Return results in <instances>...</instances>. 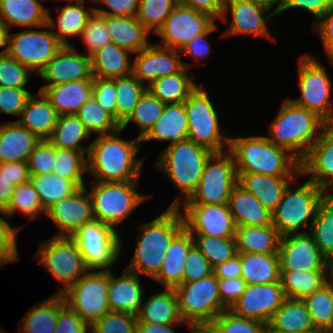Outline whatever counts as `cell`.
<instances>
[{"mask_svg":"<svg viewBox=\"0 0 333 333\" xmlns=\"http://www.w3.org/2000/svg\"><path fill=\"white\" fill-rule=\"evenodd\" d=\"M30 175L52 174L55 163V147L48 140H40L28 160Z\"/></svg>","mask_w":333,"mask_h":333,"instance_id":"59","label":"cell"},{"mask_svg":"<svg viewBox=\"0 0 333 333\" xmlns=\"http://www.w3.org/2000/svg\"><path fill=\"white\" fill-rule=\"evenodd\" d=\"M21 227H12L11 224L0 216V251L3 252L12 262L19 259L17 248V235Z\"/></svg>","mask_w":333,"mask_h":333,"instance_id":"64","label":"cell"},{"mask_svg":"<svg viewBox=\"0 0 333 333\" xmlns=\"http://www.w3.org/2000/svg\"><path fill=\"white\" fill-rule=\"evenodd\" d=\"M228 10L231 12L232 20L223 33L224 36L253 34L274 40L267 26L268 21L277 16L271 8L251 0H224L221 17L224 23L228 21L226 17Z\"/></svg>","mask_w":333,"mask_h":333,"instance_id":"18","label":"cell"},{"mask_svg":"<svg viewBox=\"0 0 333 333\" xmlns=\"http://www.w3.org/2000/svg\"><path fill=\"white\" fill-rule=\"evenodd\" d=\"M93 79L71 81L46 87L42 93L59 116L75 115L91 96Z\"/></svg>","mask_w":333,"mask_h":333,"instance_id":"29","label":"cell"},{"mask_svg":"<svg viewBox=\"0 0 333 333\" xmlns=\"http://www.w3.org/2000/svg\"><path fill=\"white\" fill-rule=\"evenodd\" d=\"M36 259L63 286L56 294H62L88 270L77 243L71 237L52 236L39 242Z\"/></svg>","mask_w":333,"mask_h":333,"instance_id":"11","label":"cell"},{"mask_svg":"<svg viewBox=\"0 0 333 333\" xmlns=\"http://www.w3.org/2000/svg\"><path fill=\"white\" fill-rule=\"evenodd\" d=\"M192 236L194 244L206 257L212 268L238 254L235 238H216L208 235Z\"/></svg>","mask_w":333,"mask_h":333,"instance_id":"53","label":"cell"},{"mask_svg":"<svg viewBox=\"0 0 333 333\" xmlns=\"http://www.w3.org/2000/svg\"><path fill=\"white\" fill-rule=\"evenodd\" d=\"M213 274V268L210 266L206 257L194 244L185 259V269L183 283L201 280Z\"/></svg>","mask_w":333,"mask_h":333,"instance_id":"60","label":"cell"},{"mask_svg":"<svg viewBox=\"0 0 333 333\" xmlns=\"http://www.w3.org/2000/svg\"><path fill=\"white\" fill-rule=\"evenodd\" d=\"M46 216L58 226L56 237H71L85 223L94 220L92 199L86 187L60 200L46 210Z\"/></svg>","mask_w":333,"mask_h":333,"instance_id":"23","label":"cell"},{"mask_svg":"<svg viewBox=\"0 0 333 333\" xmlns=\"http://www.w3.org/2000/svg\"><path fill=\"white\" fill-rule=\"evenodd\" d=\"M30 71L7 52L0 53V87L24 88L30 79Z\"/></svg>","mask_w":333,"mask_h":333,"instance_id":"58","label":"cell"},{"mask_svg":"<svg viewBox=\"0 0 333 333\" xmlns=\"http://www.w3.org/2000/svg\"><path fill=\"white\" fill-rule=\"evenodd\" d=\"M184 106L188 118V139L214 153L228 151L230 137L220 131L219 116L214 103L201 85L190 93Z\"/></svg>","mask_w":333,"mask_h":333,"instance_id":"8","label":"cell"},{"mask_svg":"<svg viewBox=\"0 0 333 333\" xmlns=\"http://www.w3.org/2000/svg\"><path fill=\"white\" fill-rule=\"evenodd\" d=\"M137 227L140 229L136 249L126 269L153 279L172 240L185 228L180 208L169 206L152 221Z\"/></svg>","mask_w":333,"mask_h":333,"instance_id":"2","label":"cell"},{"mask_svg":"<svg viewBox=\"0 0 333 333\" xmlns=\"http://www.w3.org/2000/svg\"><path fill=\"white\" fill-rule=\"evenodd\" d=\"M122 128L97 138L89 145L88 172L96 182L138 181L144 158L137 159L141 140L119 137Z\"/></svg>","mask_w":333,"mask_h":333,"instance_id":"1","label":"cell"},{"mask_svg":"<svg viewBox=\"0 0 333 333\" xmlns=\"http://www.w3.org/2000/svg\"><path fill=\"white\" fill-rule=\"evenodd\" d=\"M213 274L218 279H229L241 277V262L240 256L237 254L230 260L217 265L213 268Z\"/></svg>","mask_w":333,"mask_h":333,"instance_id":"72","label":"cell"},{"mask_svg":"<svg viewBox=\"0 0 333 333\" xmlns=\"http://www.w3.org/2000/svg\"><path fill=\"white\" fill-rule=\"evenodd\" d=\"M312 30L320 35L326 55L333 64V5L314 23Z\"/></svg>","mask_w":333,"mask_h":333,"instance_id":"68","label":"cell"},{"mask_svg":"<svg viewBox=\"0 0 333 333\" xmlns=\"http://www.w3.org/2000/svg\"><path fill=\"white\" fill-rule=\"evenodd\" d=\"M194 245L191 233L184 228L171 242L158 274L153 278L164 288H175L183 283L185 259Z\"/></svg>","mask_w":333,"mask_h":333,"instance_id":"28","label":"cell"},{"mask_svg":"<svg viewBox=\"0 0 333 333\" xmlns=\"http://www.w3.org/2000/svg\"><path fill=\"white\" fill-rule=\"evenodd\" d=\"M108 286L109 271H87L62 296L66 304L91 326L111 311Z\"/></svg>","mask_w":333,"mask_h":333,"instance_id":"14","label":"cell"},{"mask_svg":"<svg viewBox=\"0 0 333 333\" xmlns=\"http://www.w3.org/2000/svg\"><path fill=\"white\" fill-rule=\"evenodd\" d=\"M300 175L311 176L325 193L332 190L333 195V127L329 125L310 147L305 158L300 162Z\"/></svg>","mask_w":333,"mask_h":333,"instance_id":"24","label":"cell"},{"mask_svg":"<svg viewBox=\"0 0 333 333\" xmlns=\"http://www.w3.org/2000/svg\"><path fill=\"white\" fill-rule=\"evenodd\" d=\"M215 19L209 14L177 3L163 25L155 33L158 45L180 50L193 38L205 33Z\"/></svg>","mask_w":333,"mask_h":333,"instance_id":"16","label":"cell"},{"mask_svg":"<svg viewBox=\"0 0 333 333\" xmlns=\"http://www.w3.org/2000/svg\"><path fill=\"white\" fill-rule=\"evenodd\" d=\"M46 1V0H45ZM57 1H61V0H57ZM62 1H66V2H70V3H77V2H86V0H62ZM93 2V0H91Z\"/></svg>","mask_w":333,"mask_h":333,"instance_id":"80","label":"cell"},{"mask_svg":"<svg viewBox=\"0 0 333 333\" xmlns=\"http://www.w3.org/2000/svg\"><path fill=\"white\" fill-rule=\"evenodd\" d=\"M333 5V0H280L277 15L291 8L310 12L315 22Z\"/></svg>","mask_w":333,"mask_h":333,"instance_id":"67","label":"cell"},{"mask_svg":"<svg viewBox=\"0 0 333 333\" xmlns=\"http://www.w3.org/2000/svg\"><path fill=\"white\" fill-rule=\"evenodd\" d=\"M66 304L62 294L37 303L23 318L19 333H54L60 309Z\"/></svg>","mask_w":333,"mask_h":333,"instance_id":"41","label":"cell"},{"mask_svg":"<svg viewBox=\"0 0 333 333\" xmlns=\"http://www.w3.org/2000/svg\"><path fill=\"white\" fill-rule=\"evenodd\" d=\"M11 263L12 261L3 253L0 251V269H2V266L4 263Z\"/></svg>","mask_w":333,"mask_h":333,"instance_id":"79","label":"cell"},{"mask_svg":"<svg viewBox=\"0 0 333 333\" xmlns=\"http://www.w3.org/2000/svg\"><path fill=\"white\" fill-rule=\"evenodd\" d=\"M100 5H105L108 10L94 7V12L105 16H127L136 17L139 0H93Z\"/></svg>","mask_w":333,"mask_h":333,"instance_id":"66","label":"cell"},{"mask_svg":"<svg viewBox=\"0 0 333 333\" xmlns=\"http://www.w3.org/2000/svg\"><path fill=\"white\" fill-rule=\"evenodd\" d=\"M91 134L97 132L99 135L109 134L121 128L114 117L104 110L91 96L75 114Z\"/></svg>","mask_w":333,"mask_h":333,"instance_id":"51","label":"cell"},{"mask_svg":"<svg viewBox=\"0 0 333 333\" xmlns=\"http://www.w3.org/2000/svg\"><path fill=\"white\" fill-rule=\"evenodd\" d=\"M278 255L280 270L325 271V256L309 232L281 236Z\"/></svg>","mask_w":333,"mask_h":333,"instance_id":"21","label":"cell"},{"mask_svg":"<svg viewBox=\"0 0 333 333\" xmlns=\"http://www.w3.org/2000/svg\"><path fill=\"white\" fill-rule=\"evenodd\" d=\"M58 113L42 92L32 94L16 120L41 140H47L57 123Z\"/></svg>","mask_w":333,"mask_h":333,"instance_id":"30","label":"cell"},{"mask_svg":"<svg viewBox=\"0 0 333 333\" xmlns=\"http://www.w3.org/2000/svg\"><path fill=\"white\" fill-rule=\"evenodd\" d=\"M91 134L76 115H62L51 136L47 139L54 147L82 151L88 155L90 146H83L82 142L90 139Z\"/></svg>","mask_w":333,"mask_h":333,"instance_id":"43","label":"cell"},{"mask_svg":"<svg viewBox=\"0 0 333 333\" xmlns=\"http://www.w3.org/2000/svg\"><path fill=\"white\" fill-rule=\"evenodd\" d=\"M235 225H272V214L250 192L237 184L231 191L228 201Z\"/></svg>","mask_w":333,"mask_h":333,"instance_id":"31","label":"cell"},{"mask_svg":"<svg viewBox=\"0 0 333 333\" xmlns=\"http://www.w3.org/2000/svg\"><path fill=\"white\" fill-rule=\"evenodd\" d=\"M84 152L55 147V163L52 174L73 180L80 188L85 187L84 174L88 172Z\"/></svg>","mask_w":333,"mask_h":333,"instance_id":"50","label":"cell"},{"mask_svg":"<svg viewBox=\"0 0 333 333\" xmlns=\"http://www.w3.org/2000/svg\"><path fill=\"white\" fill-rule=\"evenodd\" d=\"M280 285L286 298L301 299L327 284L325 271L280 270Z\"/></svg>","mask_w":333,"mask_h":333,"instance_id":"44","label":"cell"},{"mask_svg":"<svg viewBox=\"0 0 333 333\" xmlns=\"http://www.w3.org/2000/svg\"><path fill=\"white\" fill-rule=\"evenodd\" d=\"M185 139H188V118L183 102L166 104L161 117L141 143L159 140L169 142L168 145H171Z\"/></svg>","mask_w":333,"mask_h":333,"instance_id":"33","label":"cell"},{"mask_svg":"<svg viewBox=\"0 0 333 333\" xmlns=\"http://www.w3.org/2000/svg\"><path fill=\"white\" fill-rule=\"evenodd\" d=\"M0 18L9 31L12 26L38 29L47 24L48 9L41 0H0Z\"/></svg>","mask_w":333,"mask_h":333,"instance_id":"34","label":"cell"},{"mask_svg":"<svg viewBox=\"0 0 333 333\" xmlns=\"http://www.w3.org/2000/svg\"><path fill=\"white\" fill-rule=\"evenodd\" d=\"M180 51L151 43L136 53L132 63V74L146 86L154 80L175 74L184 67L190 70V64L181 61Z\"/></svg>","mask_w":333,"mask_h":333,"instance_id":"20","label":"cell"},{"mask_svg":"<svg viewBox=\"0 0 333 333\" xmlns=\"http://www.w3.org/2000/svg\"><path fill=\"white\" fill-rule=\"evenodd\" d=\"M16 211L32 219L40 217V213L46 214L41 204L39 194L31 181L15 186L14 194L8 207L3 211L6 218L14 216Z\"/></svg>","mask_w":333,"mask_h":333,"instance_id":"52","label":"cell"},{"mask_svg":"<svg viewBox=\"0 0 333 333\" xmlns=\"http://www.w3.org/2000/svg\"><path fill=\"white\" fill-rule=\"evenodd\" d=\"M38 75L48 83L39 92L48 86L93 79L90 57L81 54L73 45L62 46Z\"/></svg>","mask_w":333,"mask_h":333,"instance_id":"22","label":"cell"},{"mask_svg":"<svg viewBox=\"0 0 333 333\" xmlns=\"http://www.w3.org/2000/svg\"><path fill=\"white\" fill-rule=\"evenodd\" d=\"M144 288L139 275L127 270L115 277L109 270L108 297L111 311L138 315L143 301Z\"/></svg>","mask_w":333,"mask_h":333,"instance_id":"25","label":"cell"},{"mask_svg":"<svg viewBox=\"0 0 333 333\" xmlns=\"http://www.w3.org/2000/svg\"><path fill=\"white\" fill-rule=\"evenodd\" d=\"M89 329L90 326L67 304L60 309L54 333H87Z\"/></svg>","mask_w":333,"mask_h":333,"instance_id":"63","label":"cell"},{"mask_svg":"<svg viewBox=\"0 0 333 333\" xmlns=\"http://www.w3.org/2000/svg\"><path fill=\"white\" fill-rule=\"evenodd\" d=\"M0 174L13 181L14 185L29 182L31 179L26 161L0 163Z\"/></svg>","mask_w":333,"mask_h":333,"instance_id":"70","label":"cell"},{"mask_svg":"<svg viewBox=\"0 0 333 333\" xmlns=\"http://www.w3.org/2000/svg\"><path fill=\"white\" fill-rule=\"evenodd\" d=\"M40 140L17 121L0 123V163L27 162Z\"/></svg>","mask_w":333,"mask_h":333,"instance_id":"27","label":"cell"},{"mask_svg":"<svg viewBox=\"0 0 333 333\" xmlns=\"http://www.w3.org/2000/svg\"><path fill=\"white\" fill-rule=\"evenodd\" d=\"M9 29L6 23L0 18V48L5 47L0 53L6 52L8 46Z\"/></svg>","mask_w":333,"mask_h":333,"instance_id":"76","label":"cell"},{"mask_svg":"<svg viewBox=\"0 0 333 333\" xmlns=\"http://www.w3.org/2000/svg\"><path fill=\"white\" fill-rule=\"evenodd\" d=\"M71 238L77 243L88 271L112 270L110 268L120 258V234L99 220L85 223Z\"/></svg>","mask_w":333,"mask_h":333,"instance_id":"9","label":"cell"},{"mask_svg":"<svg viewBox=\"0 0 333 333\" xmlns=\"http://www.w3.org/2000/svg\"><path fill=\"white\" fill-rule=\"evenodd\" d=\"M190 333H218L212 323H187Z\"/></svg>","mask_w":333,"mask_h":333,"instance_id":"75","label":"cell"},{"mask_svg":"<svg viewBox=\"0 0 333 333\" xmlns=\"http://www.w3.org/2000/svg\"><path fill=\"white\" fill-rule=\"evenodd\" d=\"M298 88L300 97L290 99L295 105L316 113L328 125L333 124L330 92L332 81L317 58L304 54L298 62Z\"/></svg>","mask_w":333,"mask_h":333,"instance_id":"10","label":"cell"},{"mask_svg":"<svg viewBox=\"0 0 333 333\" xmlns=\"http://www.w3.org/2000/svg\"><path fill=\"white\" fill-rule=\"evenodd\" d=\"M49 10L47 23L51 29L57 27V30H53V33L58 41L63 46H72L68 39L76 36L77 38L80 37L89 17L94 12V7L90 6L86 9L85 2L68 3L62 9H57L59 13L56 21L50 15Z\"/></svg>","mask_w":333,"mask_h":333,"instance_id":"35","label":"cell"},{"mask_svg":"<svg viewBox=\"0 0 333 333\" xmlns=\"http://www.w3.org/2000/svg\"><path fill=\"white\" fill-rule=\"evenodd\" d=\"M253 2L262 4L268 8L273 9V11L277 14L278 8H279V4H280V0H251ZM276 6V8H274ZM273 7V8H272Z\"/></svg>","mask_w":333,"mask_h":333,"instance_id":"78","label":"cell"},{"mask_svg":"<svg viewBox=\"0 0 333 333\" xmlns=\"http://www.w3.org/2000/svg\"><path fill=\"white\" fill-rule=\"evenodd\" d=\"M32 94L26 88L0 87V112L20 117Z\"/></svg>","mask_w":333,"mask_h":333,"instance_id":"61","label":"cell"},{"mask_svg":"<svg viewBox=\"0 0 333 333\" xmlns=\"http://www.w3.org/2000/svg\"><path fill=\"white\" fill-rule=\"evenodd\" d=\"M189 69L160 77L154 80L147 89L164 104L183 103L190 93L198 86L193 77L188 74Z\"/></svg>","mask_w":333,"mask_h":333,"instance_id":"42","label":"cell"},{"mask_svg":"<svg viewBox=\"0 0 333 333\" xmlns=\"http://www.w3.org/2000/svg\"><path fill=\"white\" fill-rule=\"evenodd\" d=\"M285 300L286 295L280 282L247 285L230 311L237 316L255 319L268 325Z\"/></svg>","mask_w":333,"mask_h":333,"instance_id":"19","label":"cell"},{"mask_svg":"<svg viewBox=\"0 0 333 333\" xmlns=\"http://www.w3.org/2000/svg\"><path fill=\"white\" fill-rule=\"evenodd\" d=\"M130 54V51L113 42L106 44L90 56L92 76L113 79L132 74L133 61L129 59Z\"/></svg>","mask_w":333,"mask_h":333,"instance_id":"40","label":"cell"},{"mask_svg":"<svg viewBox=\"0 0 333 333\" xmlns=\"http://www.w3.org/2000/svg\"><path fill=\"white\" fill-rule=\"evenodd\" d=\"M266 331L319 333L312 323L304 301L291 298H286L276 310L266 326Z\"/></svg>","mask_w":333,"mask_h":333,"instance_id":"36","label":"cell"},{"mask_svg":"<svg viewBox=\"0 0 333 333\" xmlns=\"http://www.w3.org/2000/svg\"><path fill=\"white\" fill-rule=\"evenodd\" d=\"M41 30L26 29L14 34H8L6 52L16 61L28 67L31 72H39L48 64L63 46L47 24L39 27Z\"/></svg>","mask_w":333,"mask_h":333,"instance_id":"15","label":"cell"},{"mask_svg":"<svg viewBox=\"0 0 333 333\" xmlns=\"http://www.w3.org/2000/svg\"><path fill=\"white\" fill-rule=\"evenodd\" d=\"M165 105L147 89L138 100L132 114L121 125V128L124 130L130 122L135 123L140 128V134L137 138L142 140L161 117Z\"/></svg>","mask_w":333,"mask_h":333,"instance_id":"49","label":"cell"},{"mask_svg":"<svg viewBox=\"0 0 333 333\" xmlns=\"http://www.w3.org/2000/svg\"><path fill=\"white\" fill-rule=\"evenodd\" d=\"M218 333H265L266 324L255 319L235 315L224 310L212 322Z\"/></svg>","mask_w":333,"mask_h":333,"instance_id":"56","label":"cell"},{"mask_svg":"<svg viewBox=\"0 0 333 333\" xmlns=\"http://www.w3.org/2000/svg\"><path fill=\"white\" fill-rule=\"evenodd\" d=\"M312 323L319 333L333 332V283L325 284L303 299Z\"/></svg>","mask_w":333,"mask_h":333,"instance_id":"45","label":"cell"},{"mask_svg":"<svg viewBox=\"0 0 333 333\" xmlns=\"http://www.w3.org/2000/svg\"><path fill=\"white\" fill-rule=\"evenodd\" d=\"M213 154L214 152L211 150L190 139L167 145L159 153L155 168L163 171L176 188L181 191L170 207H178L196 190L205 165Z\"/></svg>","mask_w":333,"mask_h":333,"instance_id":"5","label":"cell"},{"mask_svg":"<svg viewBox=\"0 0 333 333\" xmlns=\"http://www.w3.org/2000/svg\"><path fill=\"white\" fill-rule=\"evenodd\" d=\"M116 121L121 126L132 114L140 97L147 90L133 74L115 78Z\"/></svg>","mask_w":333,"mask_h":333,"instance_id":"47","label":"cell"},{"mask_svg":"<svg viewBox=\"0 0 333 333\" xmlns=\"http://www.w3.org/2000/svg\"><path fill=\"white\" fill-rule=\"evenodd\" d=\"M325 273L327 282L333 283V252L325 257Z\"/></svg>","mask_w":333,"mask_h":333,"instance_id":"77","label":"cell"},{"mask_svg":"<svg viewBox=\"0 0 333 333\" xmlns=\"http://www.w3.org/2000/svg\"><path fill=\"white\" fill-rule=\"evenodd\" d=\"M176 4L177 0H139L136 18L155 34Z\"/></svg>","mask_w":333,"mask_h":333,"instance_id":"54","label":"cell"},{"mask_svg":"<svg viewBox=\"0 0 333 333\" xmlns=\"http://www.w3.org/2000/svg\"><path fill=\"white\" fill-rule=\"evenodd\" d=\"M30 181L39 194L45 211L53 204L73 195L80 189L73 180L54 174L31 175Z\"/></svg>","mask_w":333,"mask_h":333,"instance_id":"46","label":"cell"},{"mask_svg":"<svg viewBox=\"0 0 333 333\" xmlns=\"http://www.w3.org/2000/svg\"><path fill=\"white\" fill-rule=\"evenodd\" d=\"M230 137L229 152L237 173L268 176H300V162L287 150L271 143L266 135Z\"/></svg>","mask_w":333,"mask_h":333,"instance_id":"3","label":"cell"},{"mask_svg":"<svg viewBox=\"0 0 333 333\" xmlns=\"http://www.w3.org/2000/svg\"><path fill=\"white\" fill-rule=\"evenodd\" d=\"M13 181L0 174V212L5 216L4 210L8 207L15 191Z\"/></svg>","mask_w":333,"mask_h":333,"instance_id":"73","label":"cell"},{"mask_svg":"<svg viewBox=\"0 0 333 333\" xmlns=\"http://www.w3.org/2000/svg\"><path fill=\"white\" fill-rule=\"evenodd\" d=\"M116 87L115 78L93 77L92 96L99 106L109 112L116 120Z\"/></svg>","mask_w":333,"mask_h":333,"instance_id":"62","label":"cell"},{"mask_svg":"<svg viewBox=\"0 0 333 333\" xmlns=\"http://www.w3.org/2000/svg\"><path fill=\"white\" fill-rule=\"evenodd\" d=\"M178 309L183 322L212 323L216 317L227 310L218 290V278L212 274L201 280L182 283L174 288Z\"/></svg>","mask_w":333,"mask_h":333,"instance_id":"12","label":"cell"},{"mask_svg":"<svg viewBox=\"0 0 333 333\" xmlns=\"http://www.w3.org/2000/svg\"><path fill=\"white\" fill-rule=\"evenodd\" d=\"M247 284L241 277L218 279V290L223 306L230 310L242 296Z\"/></svg>","mask_w":333,"mask_h":333,"instance_id":"65","label":"cell"},{"mask_svg":"<svg viewBox=\"0 0 333 333\" xmlns=\"http://www.w3.org/2000/svg\"><path fill=\"white\" fill-rule=\"evenodd\" d=\"M290 187L289 184L281 201L271 213L272 225L281 236L308 233L304 228L306 229L308 220L311 218L308 227V230H311L317 208L326 196L321 188L309 180L293 190Z\"/></svg>","mask_w":333,"mask_h":333,"instance_id":"6","label":"cell"},{"mask_svg":"<svg viewBox=\"0 0 333 333\" xmlns=\"http://www.w3.org/2000/svg\"><path fill=\"white\" fill-rule=\"evenodd\" d=\"M216 22L203 34L193 38L188 44L182 47L179 51L180 53H184L186 55L192 56L195 60L199 61L200 59H204L210 55L211 46L207 39V36L217 29Z\"/></svg>","mask_w":333,"mask_h":333,"instance_id":"69","label":"cell"},{"mask_svg":"<svg viewBox=\"0 0 333 333\" xmlns=\"http://www.w3.org/2000/svg\"><path fill=\"white\" fill-rule=\"evenodd\" d=\"M241 278L247 285L271 284L280 281L278 253H238Z\"/></svg>","mask_w":333,"mask_h":333,"instance_id":"39","label":"cell"},{"mask_svg":"<svg viewBox=\"0 0 333 333\" xmlns=\"http://www.w3.org/2000/svg\"><path fill=\"white\" fill-rule=\"evenodd\" d=\"M106 26L112 42L120 48L137 53L147 48L150 31L136 17L106 16Z\"/></svg>","mask_w":333,"mask_h":333,"instance_id":"32","label":"cell"},{"mask_svg":"<svg viewBox=\"0 0 333 333\" xmlns=\"http://www.w3.org/2000/svg\"><path fill=\"white\" fill-rule=\"evenodd\" d=\"M237 184L233 155L229 151L214 153L205 165L196 190L181 204H228Z\"/></svg>","mask_w":333,"mask_h":333,"instance_id":"13","label":"cell"},{"mask_svg":"<svg viewBox=\"0 0 333 333\" xmlns=\"http://www.w3.org/2000/svg\"><path fill=\"white\" fill-rule=\"evenodd\" d=\"M144 303L141 304L137 315L139 323H185L179 313L178 299L174 288H164L163 291L151 295Z\"/></svg>","mask_w":333,"mask_h":333,"instance_id":"37","label":"cell"},{"mask_svg":"<svg viewBox=\"0 0 333 333\" xmlns=\"http://www.w3.org/2000/svg\"><path fill=\"white\" fill-rule=\"evenodd\" d=\"M177 3L207 13L215 20L223 14L224 0H177Z\"/></svg>","mask_w":333,"mask_h":333,"instance_id":"71","label":"cell"},{"mask_svg":"<svg viewBox=\"0 0 333 333\" xmlns=\"http://www.w3.org/2000/svg\"><path fill=\"white\" fill-rule=\"evenodd\" d=\"M328 126L316 113L299 107L286 98L269 126L270 136L266 137L301 162Z\"/></svg>","mask_w":333,"mask_h":333,"instance_id":"4","label":"cell"},{"mask_svg":"<svg viewBox=\"0 0 333 333\" xmlns=\"http://www.w3.org/2000/svg\"><path fill=\"white\" fill-rule=\"evenodd\" d=\"M309 233L325 257L333 252V195L320 202Z\"/></svg>","mask_w":333,"mask_h":333,"instance_id":"48","label":"cell"},{"mask_svg":"<svg viewBox=\"0 0 333 333\" xmlns=\"http://www.w3.org/2000/svg\"><path fill=\"white\" fill-rule=\"evenodd\" d=\"M281 235L273 225L236 226L238 253H278Z\"/></svg>","mask_w":333,"mask_h":333,"instance_id":"38","label":"cell"},{"mask_svg":"<svg viewBox=\"0 0 333 333\" xmlns=\"http://www.w3.org/2000/svg\"><path fill=\"white\" fill-rule=\"evenodd\" d=\"M137 316L128 313L109 311L94 322L91 333H136Z\"/></svg>","mask_w":333,"mask_h":333,"instance_id":"57","label":"cell"},{"mask_svg":"<svg viewBox=\"0 0 333 333\" xmlns=\"http://www.w3.org/2000/svg\"><path fill=\"white\" fill-rule=\"evenodd\" d=\"M185 228L191 235L235 238L236 225L228 204H183Z\"/></svg>","mask_w":333,"mask_h":333,"instance_id":"17","label":"cell"},{"mask_svg":"<svg viewBox=\"0 0 333 333\" xmlns=\"http://www.w3.org/2000/svg\"><path fill=\"white\" fill-rule=\"evenodd\" d=\"M186 323H173V324H151V323H139L136 324V333H177L174 331L176 325ZM175 326V327H174Z\"/></svg>","mask_w":333,"mask_h":333,"instance_id":"74","label":"cell"},{"mask_svg":"<svg viewBox=\"0 0 333 333\" xmlns=\"http://www.w3.org/2000/svg\"><path fill=\"white\" fill-rule=\"evenodd\" d=\"M138 182L92 181L88 193L92 199L94 219L117 231L115 226L123 222L144 200L151 197L136 191Z\"/></svg>","mask_w":333,"mask_h":333,"instance_id":"7","label":"cell"},{"mask_svg":"<svg viewBox=\"0 0 333 333\" xmlns=\"http://www.w3.org/2000/svg\"><path fill=\"white\" fill-rule=\"evenodd\" d=\"M238 184L254 195L272 213L282 199L289 184H295V176H268L256 173H237Z\"/></svg>","mask_w":333,"mask_h":333,"instance_id":"26","label":"cell"},{"mask_svg":"<svg viewBox=\"0 0 333 333\" xmlns=\"http://www.w3.org/2000/svg\"><path fill=\"white\" fill-rule=\"evenodd\" d=\"M81 41L85 45L88 56L112 42L106 26V16L93 12L89 17L84 30L80 34Z\"/></svg>","mask_w":333,"mask_h":333,"instance_id":"55","label":"cell"}]
</instances>
